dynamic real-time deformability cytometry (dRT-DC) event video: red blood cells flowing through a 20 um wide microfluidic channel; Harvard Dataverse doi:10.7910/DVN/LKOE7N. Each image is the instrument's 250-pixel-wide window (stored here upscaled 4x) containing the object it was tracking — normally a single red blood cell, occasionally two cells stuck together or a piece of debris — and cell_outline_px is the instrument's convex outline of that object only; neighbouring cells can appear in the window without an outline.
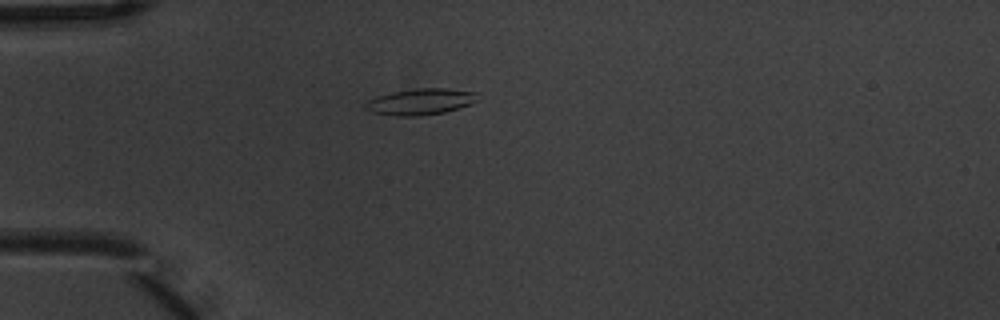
{"species": "common noctule bat (a hibernating species)", "species_latin": "Nyctalus noctula", "temperature_condition": "warm", "stored_images_in_passage": 1, "camera_frame_rate_fps": 3000, "um_per_image_px": 0.085, "animal": {"sex": "male", "body_mass_g": 20.1, "forearm_length_mm": 53.5}, "frame": {"image": 1, "passage_image": 1, "time_ms": 0.0, "image_size_px": [1000, 320], "cell_outline_px": [[480, 100], [444, 112], [420, 116], [396, 116], [372, 112], [364, 108], [364, 104], [368, 100], [376, 96], [392, 92], [416, 88], [448, 88], [476, 92]], "centroid_in_image_um": [35.72, 8.63], "position_along_channel_um": 49.3, "area_um2": 17.17}}